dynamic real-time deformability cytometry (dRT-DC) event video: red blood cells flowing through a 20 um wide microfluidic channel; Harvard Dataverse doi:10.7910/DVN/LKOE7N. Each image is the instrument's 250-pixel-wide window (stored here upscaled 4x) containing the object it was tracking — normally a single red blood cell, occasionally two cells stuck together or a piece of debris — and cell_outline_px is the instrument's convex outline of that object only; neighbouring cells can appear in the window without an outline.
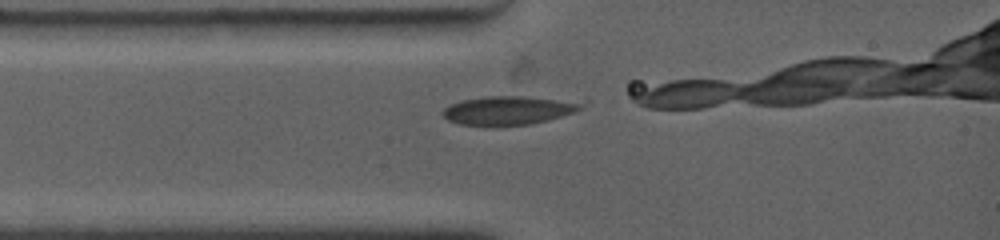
{"species": "common noctule bat (a hibernating species)", "species_latin": "Nyctalus noctula", "temperature_condition": "warm", "stored_images_in_passage": 6, "camera_frame_rate_fps": 4500, "um_per_image_px": 0.085, "animal": {"sex": "female", "body_mass_g": 19.0, "forearm_length_mm": 53.3}, "frame": {"image": 1, "passage_image": 1, "time_ms": 0.0, "image_size_px": [1000, 240], "cell_outline_px": [[580, 108], [572, 112], [548, 120], [528, 124], [496, 128], [460, 124], [448, 120], [440, 112], [448, 104], [460, 100], [484, 96], [524, 96], [580, 104]], "centroid_in_image_um": [42.97, 9.42], "position_along_channel_um": 42.0, "area_um2": 23.0}}